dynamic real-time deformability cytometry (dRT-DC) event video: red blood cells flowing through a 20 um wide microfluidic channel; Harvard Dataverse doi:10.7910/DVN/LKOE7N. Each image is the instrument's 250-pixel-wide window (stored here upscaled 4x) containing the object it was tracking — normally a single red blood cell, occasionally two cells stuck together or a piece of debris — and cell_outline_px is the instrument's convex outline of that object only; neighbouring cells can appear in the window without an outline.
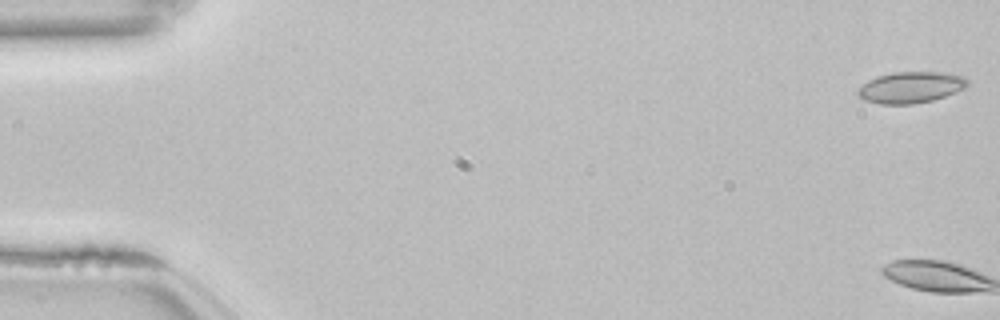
{"species": "common noctule bat (a hibernating species)", "species_latin": "Nyctalus noctula", "temperature_condition": "room temperature", "stored_images_in_passage": 3, "camera_frame_rate_fps": 3000, "um_per_image_px": 0.085, "animal": {"sex": "female", "body_mass_g": 22.7, "forearm_length_mm": 54.2}, "frame": {"image": 1, "passage_image": 1, "time_ms": 0.0, "image_size_px": [1000, 320], "cell_outline_px": [[968, 84], [964, 88], [956, 92], [932, 100], [912, 104], [880, 104], [864, 100], [856, 92], [868, 80], [880, 76], [896, 72], [944, 72], [964, 76], [968, 80]], "centroid_in_image_um": [77.44, 7.42], "position_along_channel_um": 7.6, "area_um2": 19.77}}